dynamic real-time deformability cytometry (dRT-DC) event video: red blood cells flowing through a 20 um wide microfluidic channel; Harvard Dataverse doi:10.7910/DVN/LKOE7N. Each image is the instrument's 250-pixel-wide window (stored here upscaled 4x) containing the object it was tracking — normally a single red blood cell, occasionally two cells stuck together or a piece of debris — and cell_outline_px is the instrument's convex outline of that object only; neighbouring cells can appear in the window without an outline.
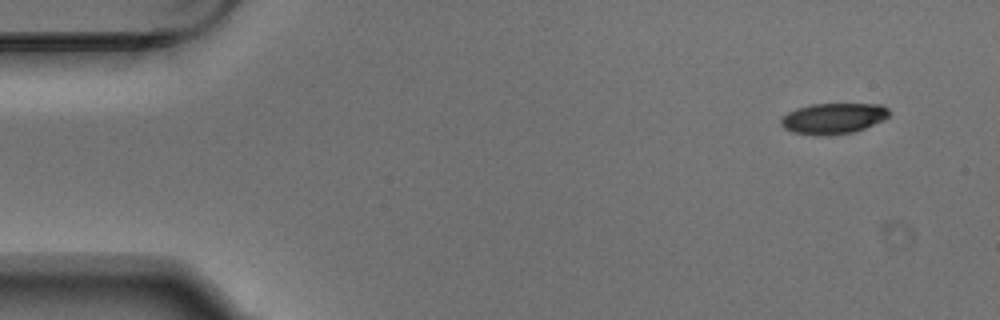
{"species": "Egyptian fruit bat (a non-hibernating species)", "species_latin": "Rousettus aegyptiacus", "temperature_condition": "warm", "stored_images_in_passage": 4, "camera_frame_rate_fps": 3000, "um_per_image_px": 0.085, "animal": {"sex": "male"}, "frame": {"image": 1, "passage_image": 1, "time_ms": 0.0, "image_size_px": [1000, 320], "cell_outline_px": [[892, 112], [884, 120], [864, 128], [852, 132], [824, 136], [816, 136], [792, 132], [784, 128], [780, 124], [780, 116], [796, 108], [812, 104], [880, 104], [888, 108]], "centroid_in_image_um": [70.8, 10.07], "position_along_channel_um": 14.2, "area_um2": 19.65}}
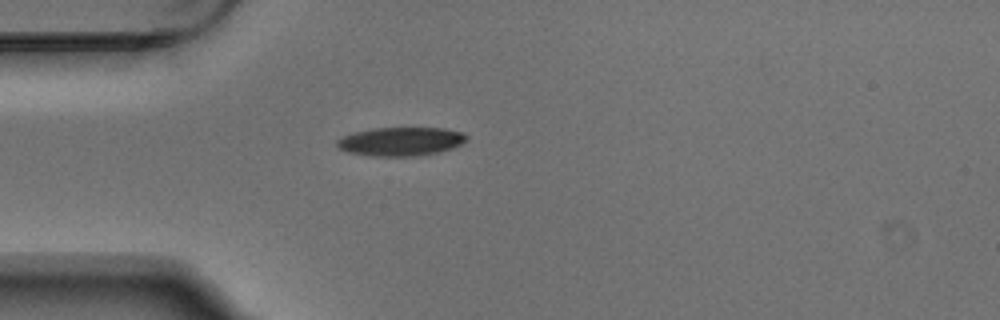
{"frame": {"image": 2, "passage_image": 4, "time_ms": 1.0, "image_size_px": [1000, 320], "cell_outline_px": [[468, 140], [452, 148], [436, 152], [416, 156], [368, 156], [348, 152], [340, 148], [336, 144], [336, 140], [344, 136], [356, 132], [376, 128], [444, 128], [464, 132], [468, 136]], "centroid_in_image_um": [34.09, 12.02], "position_along_channel_um": 50.9, "area_um2": 21.56}}